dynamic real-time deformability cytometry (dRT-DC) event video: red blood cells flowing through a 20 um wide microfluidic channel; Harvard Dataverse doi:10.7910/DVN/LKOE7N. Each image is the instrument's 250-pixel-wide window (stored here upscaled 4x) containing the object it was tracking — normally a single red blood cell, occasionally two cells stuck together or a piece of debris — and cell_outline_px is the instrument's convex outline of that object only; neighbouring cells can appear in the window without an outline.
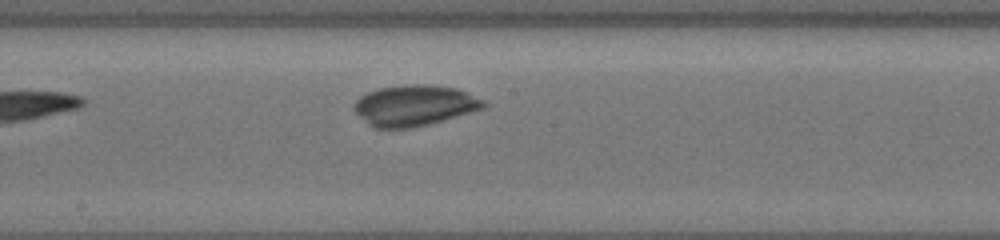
{"species": "common noctule bat (a hibernating species)", "species_latin": "Nyctalus noctula", "temperature_condition": "cold", "stored_images_in_passage": 7, "segment_of_instrument_passage": [1, 2], "camera_frame_rate_fps": 3000, "um_per_image_px": 0.085, "animal": {"sex": "female", "body_mass_g": 19.5, "forearm_length_mm": 54.1}, "frame": {"image": 1, "passage_image": 6, "time_ms": 6.0, "image_size_px": [1000, 240], "cell_outline_px": [[488, 104], [484, 108], [428, 124], [408, 128], [376, 128], [368, 124], [352, 108], [352, 104], [360, 96], [368, 92], [380, 88], [412, 84], [428, 84], [456, 88], [484, 100]], "centroid_in_image_um": [35.2, 8.96], "position_along_channel_um": 213.0, "area_um2": 30.52}}